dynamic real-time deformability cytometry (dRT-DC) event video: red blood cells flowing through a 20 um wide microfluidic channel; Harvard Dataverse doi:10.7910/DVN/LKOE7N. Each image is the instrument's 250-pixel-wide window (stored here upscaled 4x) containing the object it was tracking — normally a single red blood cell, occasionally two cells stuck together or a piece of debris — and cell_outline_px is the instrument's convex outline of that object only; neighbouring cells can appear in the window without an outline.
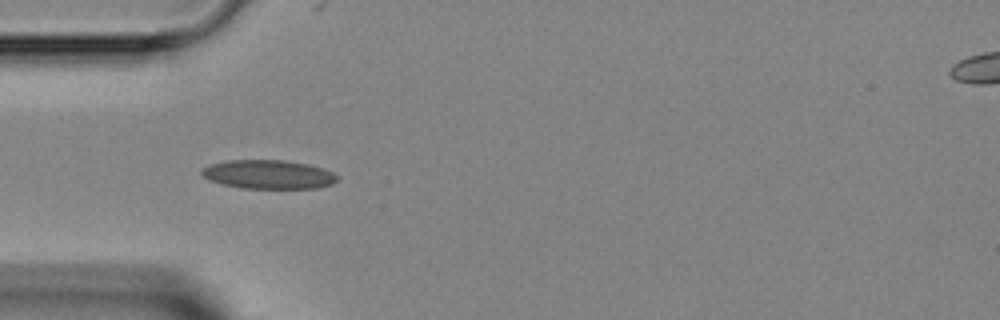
{"species": "Egyptian fruit bat (a non-hibernating species)", "species_latin": "Rousettus aegyptiacus", "temperature_condition": "room temperature", "stored_images_in_passage": 42, "camera_frame_rate_fps": 3000, "um_per_image_px": 0.085, "animal": {"sex": "female"}, "frame": {"image": 1, "passage_image": 11, "time_ms": 3.333, "image_size_px": [1000, 320], "cell_outline_px": [[336, 180], [332, 184], [320, 188], [240, 188], [220, 184], [208, 180], [200, 172], [204, 168], [212, 164], [228, 160], [284, 160], [308, 164], [324, 168], [332, 172], [336, 176]], "centroid_in_image_um": [22.81, 14.83], "position_along_channel_um": 62.2, "area_um2": 22.77}}
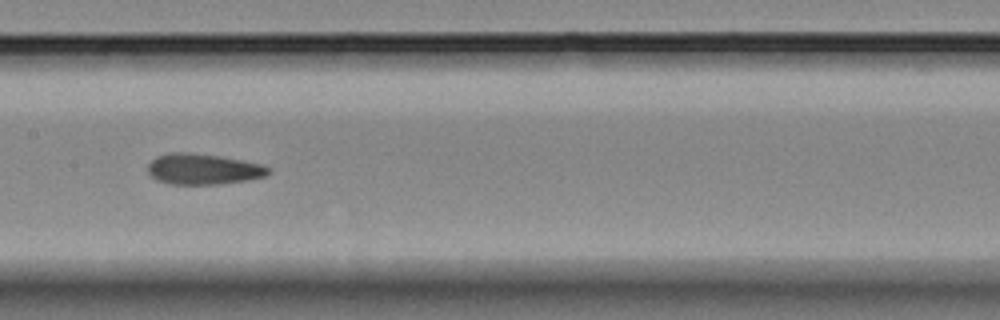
{"frame": {"image": 2, "passage_image": 20, "time_ms": 6.333, "image_size_px": [1000, 320], "cell_outline_px": [[272, 172], [264, 176], [248, 180], [220, 184], [172, 184], [156, 180], [148, 172], [148, 164], [156, 156], [168, 152], [188, 152], [220, 156], [260, 164], [272, 168]], "centroid_in_image_um": [17.27, 14.37], "position_along_channel_um": 190.1, "area_um2": 21.68}}
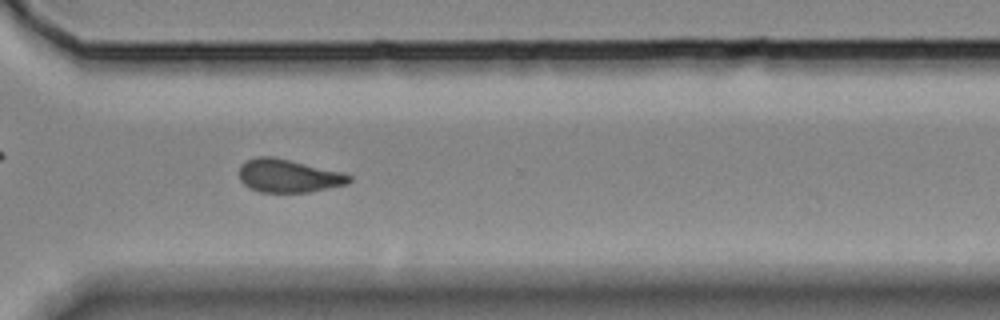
{"frame": {"image": 3, "passage_image": 31, "time_ms": 10.0, "image_size_px": [1000, 320], "cell_outline_px": [[352, 180], [348, 184], [308, 192], [260, 192], [248, 188], [240, 180], [240, 164], [256, 156], [272, 156], [340, 172], [352, 176]], "centroid_in_image_um": [24.49, 14.95], "position_along_channel_um": 346.1, "area_um2": 21.1}}